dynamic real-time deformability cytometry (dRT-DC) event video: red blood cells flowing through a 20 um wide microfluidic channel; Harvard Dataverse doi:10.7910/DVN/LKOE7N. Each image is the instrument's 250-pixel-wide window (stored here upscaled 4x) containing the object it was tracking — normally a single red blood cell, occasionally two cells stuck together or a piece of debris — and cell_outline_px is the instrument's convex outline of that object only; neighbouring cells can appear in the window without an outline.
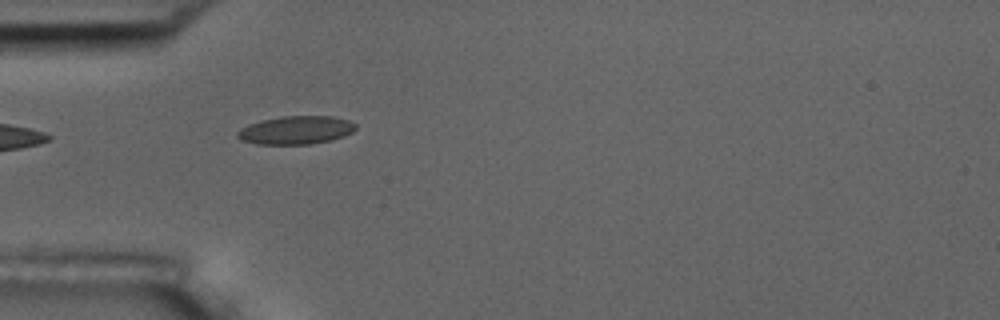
{"species": "common noctule bat (a hibernating species)", "species_latin": "Nyctalus noctula", "temperature_condition": "room temperature", "stored_images_in_passage": 8, "camera_frame_rate_fps": 3000, "um_per_image_px": 0.085, "animal": {"sex": "male", "body_mass_g": 17.5, "forearm_length_mm": 52.3}, "frame": {"image": 1, "passage_image": 3, "time_ms": 2.0, "image_size_px": [1000, 320], "cell_outline_px": [[356, 128], [352, 132], [344, 136], [332, 140], [308, 144], [256, 144], [244, 140], [236, 136], [236, 132], [240, 128], [248, 124], [260, 120], [280, 116], [332, 116], [348, 120], [356, 124]], "centroid_in_image_um": [25.14, 11.05], "position_along_channel_um": 59.9, "area_um2": 19.54}}
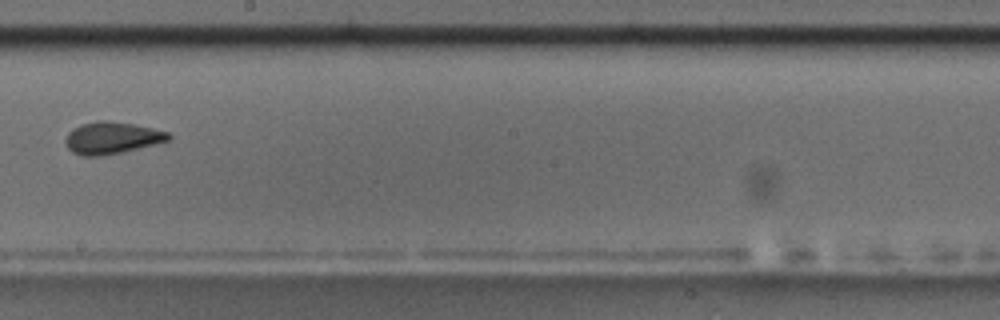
{"frame": {"image": 2, "passage_image": 7, "time_ms": 7.0, "image_size_px": [1000, 320], "cell_outline_px": [[172, 136], [168, 140], [156, 144], [120, 152], [100, 156], [84, 156], [72, 152], [68, 148], [64, 140], [68, 132], [72, 128], [80, 124], [96, 120], [108, 120], [132, 124], [152, 128], [168, 132]], "centroid_in_image_um": [9.47, 11.71], "position_along_channel_um": 238.7, "area_um2": 19.19}}
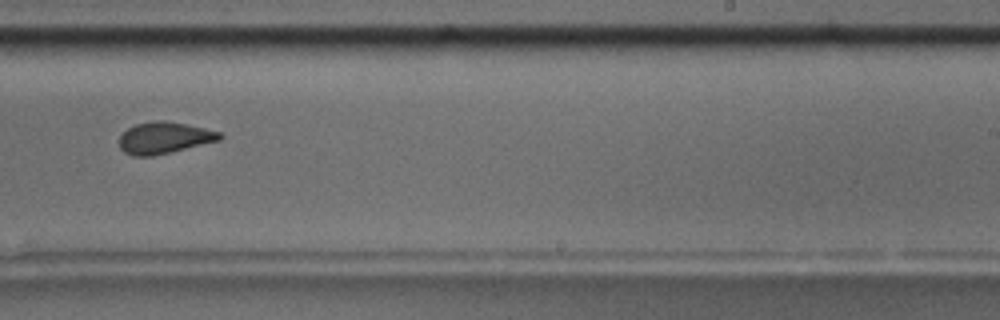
{"frame": {"image": 3, "passage_image": 8, "time_ms": 8.0, "image_size_px": [1000, 320], "cell_outline_px": [[224, 136], [220, 140], [152, 156], [132, 156], [124, 152], [120, 148], [120, 136], [128, 128], [136, 124], [156, 120], [164, 120], [204, 128], [220, 132]], "centroid_in_image_um": [13.95, 11.71], "position_along_channel_um": 275.1, "area_um2": 18.26}}